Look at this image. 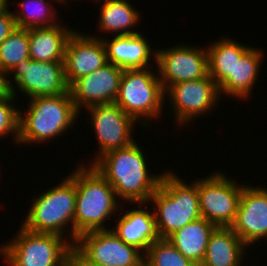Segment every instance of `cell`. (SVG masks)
Listing matches in <instances>:
<instances>
[{
    "label": "cell",
    "instance_id": "cell-1",
    "mask_svg": "<svg viewBox=\"0 0 267 266\" xmlns=\"http://www.w3.org/2000/svg\"><path fill=\"white\" fill-rule=\"evenodd\" d=\"M92 166L113 187L118 199L125 200V204L148 203L163 176V173L152 175L145 154L135 141L102 155Z\"/></svg>",
    "mask_w": 267,
    "mask_h": 266
},
{
    "label": "cell",
    "instance_id": "cell-27",
    "mask_svg": "<svg viewBox=\"0 0 267 266\" xmlns=\"http://www.w3.org/2000/svg\"><path fill=\"white\" fill-rule=\"evenodd\" d=\"M167 239L159 238L144 254V266H192Z\"/></svg>",
    "mask_w": 267,
    "mask_h": 266
},
{
    "label": "cell",
    "instance_id": "cell-30",
    "mask_svg": "<svg viewBox=\"0 0 267 266\" xmlns=\"http://www.w3.org/2000/svg\"><path fill=\"white\" fill-rule=\"evenodd\" d=\"M67 266H100L86 259L74 246L70 249Z\"/></svg>",
    "mask_w": 267,
    "mask_h": 266
},
{
    "label": "cell",
    "instance_id": "cell-17",
    "mask_svg": "<svg viewBox=\"0 0 267 266\" xmlns=\"http://www.w3.org/2000/svg\"><path fill=\"white\" fill-rule=\"evenodd\" d=\"M102 41L107 61L123 70L146 69L151 66L153 68L154 64L150 61L151 54L156 63L157 50H152L146 36L141 32L134 35H114L111 40L104 38Z\"/></svg>",
    "mask_w": 267,
    "mask_h": 266
},
{
    "label": "cell",
    "instance_id": "cell-2",
    "mask_svg": "<svg viewBox=\"0 0 267 266\" xmlns=\"http://www.w3.org/2000/svg\"><path fill=\"white\" fill-rule=\"evenodd\" d=\"M69 177L76 184L74 244L86 232L107 230L105 223L118 212L119 199L108 181L89 164L81 163Z\"/></svg>",
    "mask_w": 267,
    "mask_h": 266
},
{
    "label": "cell",
    "instance_id": "cell-26",
    "mask_svg": "<svg viewBox=\"0 0 267 266\" xmlns=\"http://www.w3.org/2000/svg\"><path fill=\"white\" fill-rule=\"evenodd\" d=\"M28 29L17 28L0 44V70L11 71L21 60L30 59Z\"/></svg>",
    "mask_w": 267,
    "mask_h": 266
},
{
    "label": "cell",
    "instance_id": "cell-32",
    "mask_svg": "<svg viewBox=\"0 0 267 266\" xmlns=\"http://www.w3.org/2000/svg\"><path fill=\"white\" fill-rule=\"evenodd\" d=\"M6 5V0H0V10Z\"/></svg>",
    "mask_w": 267,
    "mask_h": 266
},
{
    "label": "cell",
    "instance_id": "cell-20",
    "mask_svg": "<svg viewBox=\"0 0 267 266\" xmlns=\"http://www.w3.org/2000/svg\"><path fill=\"white\" fill-rule=\"evenodd\" d=\"M263 52L253 46L236 61L233 73L218 86L220 96L231 95L238 99H249L252 93L263 61Z\"/></svg>",
    "mask_w": 267,
    "mask_h": 266
},
{
    "label": "cell",
    "instance_id": "cell-25",
    "mask_svg": "<svg viewBox=\"0 0 267 266\" xmlns=\"http://www.w3.org/2000/svg\"><path fill=\"white\" fill-rule=\"evenodd\" d=\"M49 2V0H25L19 2L18 6L22 9L21 12L19 10L18 13H13L17 28L30 29L51 27L60 23L56 21V19L59 20V18H57L58 16L53 6H48V4H50Z\"/></svg>",
    "mask_w": 267,
    "mask_h": 266
},
{
    "label": "cell",
    "instance_id": "cell-24",
    "mask_svg": "<svg viewBox=\"0 0 267 266\" xmlns=\"http://www.w3.org/2000/svg\"><path fill=\"white\" fill-rule=\"evenodd\" d=\"M207 49L208 73L219 86L228 76L233 73L236 61L251 48L236 40L222 38L220 41L211 42Z\"/></svg>",
    "mask_w": 267,
    "mask_h": 266
},
{
    "label": "cell",
    "instance_id": "cell-28",
    "mask_svg": "<svg viewBox=\"0 0 267 266\" xmlns=\"http://www.w3.org/2000/svg\"><path fill=\"white\" fill-rule=\"evenodd\" d=\"M16 100L17 98L12 93L7 98L0 100V137L5 138L12 134L13 142L18 143L19 108L12 104Z\"/></svg>",
    "mask_w": 267,
    "mask_h": 266
},
{
    "label": "cell",
    "instance_id": "cell-31",
    "mask_svg": "<svg viewBox=\"0 0 267 266\" xmlns=\"http://www.w3.org/2000/svg\"><path fill=\"white\" fill-rule=\"evenodd\" d=\"M8 75L0 70V100L7 98L11 93L17 98L15 86L7 77Z\"/></svg>",
    "mask_w": 267,
    "mask_h": 266
},
{
    "label": "cell",
    "instance_id": "cell-6",
    "mask_svg": "<svg viewBox=\"0 0 267 266\" xmlns=\"http://www.w3.org/2000/svg\"><path fill=\"white\" fill-rule=\"evenodd\" d=\"M166 101L159 76L151 67L123 71L115 103L136 122L142 118V126H151L149 121L161 117Z\"/></svg>",
    "mask_w": 267,
    "mask_h": 266
},
{
    "label": "cell",
    "instance_id": "cell-7",
    "mask_svg": "<svg viewBox=\"0 0 267 266\" xmlns=\"http://www.w3.org/2000/svg\"><path fill=\"white\" fill-rule=\"evenodd\" d=\"M13 240L0 246V255L10 266H67L73 245L56 234L34 233L22 226Z\"/></svg>",
    "mask_w": 267,
    "mask_h": 266
},
{
    "label": "cell",
    "instance_id": "cell-12",
    "mask_svg": "<svg viewBox=\"0 0 267 266\" xmlns=\"http://www.w3.org/2000/svg\"><path fill=\"white\" fill-rule=\"evenodd\" d=\"M13 78L18 91L30 98L57 96L69 92L64 62H40L32 59L21 60L8 77ZM11 75V76H10Z\"/></svg>",
    "mask_w": 267,
    "mask_h": 266
},
{
    "label": "cell",
    "instance_id": "cell-15",
    "mask_svg": "<svg viewBox=\"0 0 267 266\" xmlns=\"http://www.w3.org/2000/svg\"><path fill=\"white\" fill-rule=\"evenodd\" d=\"M230 228L247 245L267 239V188L244 185ZM260 239V240H259Z\"/></svg>",
    "mask_w": 267,
    "mask_h": 266
},
{
    "label": "cell",
    "instance_id": "cell-11",
    "mask_svg": "<svg viewBox=\"0 0 267 266\" xmlns=\"http://www.w3.org/2000/svg\"><path fill=\"white\" fill-rule=\"evenodd\" d=\"M156 66L163 90L182 81L197 80L208 73L206 48L187 44L173 45L167 49H157Z\"/></svg>",
    "mask_w": 267,
    "mask_h": 266
},
{
    "label": "cell",
    "instance_id": "cell-23",
    "mask_svg": "<svg viewBox=\"0 0 267 266\" xmlns=\"http://www.w3.org/2000/svg\"><path fill=\"white\" fill-rule=\"evenodd\" d=\"M100 5L98 29L103 33H114L120 35H134L139 33L134 31L140 20V13L129 0H104Z\"/></svg>",
    "mask_w": 267,
    "mask_h": 266
},
{
    "label": "cell",
    "instance_id": "cell-3",
    "mask_svg": "<svg viewBox=\"0 0 267 266\" xmlns=\"http://www.w3.org/2000/svg\"><path fill=\"white\" fill-rule=\"evenodd\" d=\"M188 184L171 170L163 172L160 185L150 198L154 203L159 238L170 235L201 218L197 180Z\"/></svg>",
    "mask_w": 267,
    "mask_h": 266
},
{
    "label": "cell",
    "instance_id": "cell-13",
    "mask_svg": "<svg viewBox=\"0 0 267 266\" xmlns=\"http://www.w3.org/2000/svg\"><path fill=\"white\" fill-rule=\"evenodd\" d=\"M99 149L93 165L102 155L131 145L136 121L126 114L116 103L91 106L87 109Z\"/></svg>",
    "mask_w": 267,
    "mask_h": 266
},
{
    "label": "cell",
    "instance_id": "cell-16",
    "mask_svg": "<svg viewBox=\"0 0 267 266\" xmlns=\"http://www.w3.org/2000/svg\"><path fill=\"white\" fill-rule=\"evenodd\" d=\"M80 32H73L65 49L64 67L69 86L108 63L103 37Z\"/></svg>",
    "mask_w": 267,
    "mask_h": 266
},
{
    "label": "cell",
    "instance_id": "cell-34",
    "mask_svg": "<svg viewBox=\"0 0 267 266\" xmlns=\"http://www.w3.org/2000/svg\"><path fill=\"white\" fill-rule=\"evenodd\" d=\"M192 266H201V264L194 263Z\"/></svg>",
    "mask_w": 267,
    "mask_h": 266
},
{
    "label": "cell",
    "instance_id": "cell-4",
    "mask_svg": "<svg viewBox=\"0 0 267 266\" xmlns=\"http://www.w3.org/2000/svg\"><path fill=\"white\" fill-rule=\"evenodd\" d=\"M28 105L24 113L19 110L18 144L22 145L35 142L44 144L63 136L79 116L70 92L30 98Z\"/></svg>",
    "mask_w": 267,
    "mask_h": 266
},
{
    "label": "cell",
    "instance_id": "cell-8",
    "mask_svg": "<svg viewBox=\"0 0 267 266\" xmlns=\"http://www.w3.org/2000/svg\"><path fill=\"white\" fill-rule=\"evenodd\" d=\"M236 183L220 171L197 179L201 218L216 227H230L235 220L244 188V184Z\"/></svg>",
    "mask_w": 267,
    "mask_h": 266
},
{
    "label": "cell",
    "instance_id": "cell-14",
    "mask_svg": "<svg viewBox=\"0 0 267 266\" xmlns=\"http://www.w3.org/2000/svg\"><path fill=\"white\" fill-rule=\"evenodd\" d=\"M123 69L107 63L103 67L82 76L69 86V92L80 113L85 109L101 104L115 103Z\"/></svg>",
    "mask_w": 267,
    "mask_h": 266
},
{
    "label": "cell",
    "instance_id": "cell-21",
    "mask_svg": "<svg viewBox=\"0 0 267 266\" xmlns=\"http://www.w3.org/2000/svg\"><path fill=\"white\" fill-rule=\"evenodd\" d=\"M247 247L230 227H216L209 237L201 266H239Z\"/></svg>",
    "mask_w": 267,
    "mask_h": 266
},
{
    "label": "cell",
    "instance_id": "cell-19",
    "mask_svg": "<svg viewBox=\"0 0 267 266\" xmlns=\"http://www.w3.org/2000/svg\"><path fill=\"white\" fill-rule=\"evenodd\" d=\"M60 23L51 27L30 28V59L40 62H64L67 42L75 30ZM61 24V25H60Z\"/></svg>",
    "mask_w": 267,
    "mask_h": 266
},
{
    "label": "cell",
    "instance_id": "cell-33",
    "mask_svg": "<svg viewBox=\"0 0 267 266\" xmlns=\"http://www.w3.org/2000/svg\"><path fill=\"white\" fill-rule=\"evenodd\" d=\"M58 3V4H65L67 2V0H55V3Z\"/></svg>",
    "mask_w": 267,
    "mask_h": 266
},
{
    "label": "cell",
    "instance_id": "cell-29",
    "mask_svg": "<svg viewBox=\"0 0 267 266\" xmlns=\"http://www.w3.org/2000/svg\"><path fill=\"white\" fill-rule=\"evenodd\" d=\"M9 3L0 10V44L17 29L16 21L13 12L9 10Z\"/></svg>",
    "mask_w": 267,
    "mask_h": 266
},
{
    "label": "cell",
    "instance_id": "cell-9",
    "mask_svg": "<svg viewBox=\"0 0 267 266\" xmlns=\"http://www.w3.org/2000/svg\"><path fill=\"white\" fill-rule=\"evenodd\" d=\"M171 112L174 113V122L179 127L193 122L192 120L205 114L220 101L218 85L209 74L197 80L182 81L169 86L165 90ZM219 100V101H218ZM173 107V108H172Z\"/></svg>",
    "mask_w": 267,
    "mask_h": 266
},
{
    "label": "cell",
    "instance_id": "cell-35",
    "mask_svg": "<svg viewBox=\"0 0 267 266\" xmlns=\"http://www.w3.org/2000/svg\"><path fill=\"white\" fill-rule=\"evenodd\" d=\"M93 1H96L97 3H98V2L100 3V2H102L103 0H93Z\"/></svg>",
    "mask_w": 267,
    "mask_h": 266
},
{
    "label": "cell",
    "instance_id": "cell-5",
    "mask_svg": "<svg viewBox=\"0 0 267 266\" xmlns=\"http://www.w3.org/2000/svg\"><path fill=\"white\" fill-rule=\"evenodd\" d=\"M76 194L75 182L66 176L57 186L31 200L32 206L21 226L34 233L60 235L74 246Z\"/></svg>",
    "mask_w": 267,
    "mask_h": 266
},
{
    "label": "cell",
    "instance_id": "cell-10",
    "mask_svg": "<svg viewBox=\"0 0 267 266\" xmlns=\"http://www.w3.org/2000/svg\"><path fill=\"white\" fill-rule=\"evenodd\" d=\"M74 247L100 266H144V253L122 241L111 228L81 234Z\"/></svg>",
    "mask_w": 267,
    "mask_h": 266
},
{
    "label": "cell",
    "instance_id": "cell-18",
    "mask_svg": "<svg viewBox=\"0 0 267 266\" xmlns=\"http://www.w3.org/2000/svg\"><path fill=\"white\" fill-rule=\"evenodd\" d=\"M145 208H138L126 211L117 220L115 230L112 231L126 244L146 253L151 244L159 239L156 229L154 211L146 209L149 204L135 203Z\"/></svg>",
    "mask_w": 267,
    "mask_h": 266
},
{
    "label": "cell",
    "instance_id": "cell-22",
    "mask_svg": "<svg viewBox=\"0 0 267 266\" xmlns=\"http://www.w3.org/2000/svg\"><path fill=\"white\" fill-rule=\"evenodd\" d=\"M216 226L204 218L188 223L167 240L193 263L201 264L206 254L209 237Z\"/></svg>",
    "mask_w": 267,
    "mask_h": 266
}]
</instances>
